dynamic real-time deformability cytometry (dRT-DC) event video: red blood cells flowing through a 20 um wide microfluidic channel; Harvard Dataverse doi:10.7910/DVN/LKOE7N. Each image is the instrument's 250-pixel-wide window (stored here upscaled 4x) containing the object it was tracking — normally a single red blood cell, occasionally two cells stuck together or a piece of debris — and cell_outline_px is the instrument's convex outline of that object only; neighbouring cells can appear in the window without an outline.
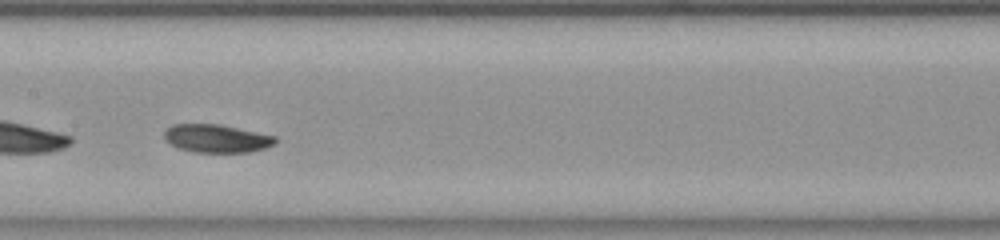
{"species": "common noctule bat (a hibernating species)", "species_latin": "Nyctalus noctula", "temperature_condition": "room temperature", "stored_images_in_passage": 46, "segment_of_instrument_passage": [2, 2], "camera_frame_rate_fps": 3000, "um_per_image_px": 0.085, "animal": {"sex": "female", "body_mass_g": 23.0, "forearm_length_mm": 53.4}, "frame": {"image": 1, "passage_image": 19, "time_ms": 6.0, "image_size_px": [1000, 240], "cell_outline_px": [[276, 144], [264, 148], [248, 152], [192, 152], [180, 148], [172, 144], [164, 136], [164, 132], [172, 124], [220, 124], [276, 136]], "centroid_in_image_um": [18.44, 11.76], "position_along_channel_um": 189.0, "area_um2": 18.03}}
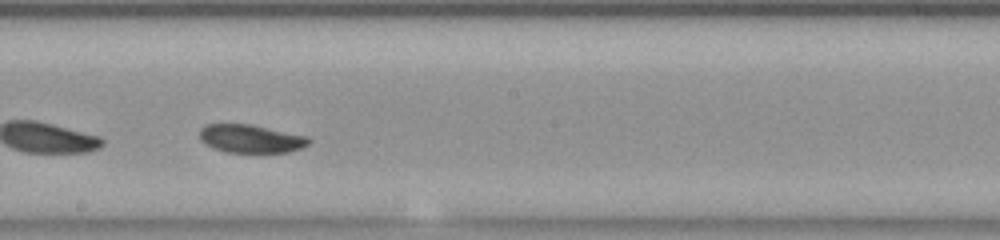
{"frame": {"image": 2, "passage_image": 22, "time_ms": 7.0, "image_size_px": [1000, 240], "cell_outline_px": [[312, 140], [308, 144], [300, 148], [288, 152], [228, 152], [216, 148], [200, 140], [200, 128], [208, 124], [252, 124], [308, 136]], "centroid_in_image_um": [21.36, 11.77], "position_along_channel_um": 226.8, "area_um2": 17.8}}
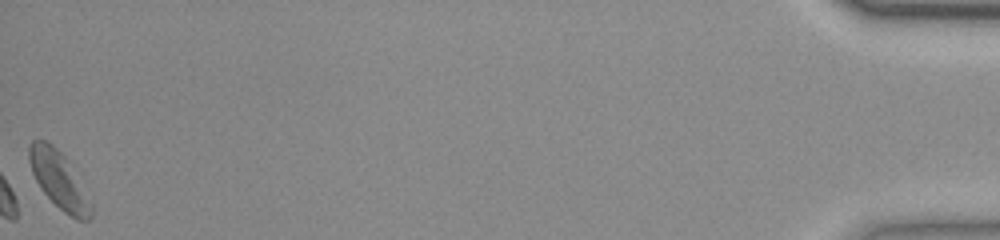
{"frame": {"image": 3, "passage_image": 46, "time_ms": 15.0, "image_size_px": [1000, 240], "cell_outline_px": [[92, 216], [88, 220], [76, 220], [64, 212], [40, 188], [32, 172], [28, 160], [28, 148], [32, 140], [44, 140], [52, 144], [64, 156], [92, 208]], "centroid_in_image_um": [4.94, 15.28], "position_along_channel_um": 430.3, "area_um2": 19.65}}